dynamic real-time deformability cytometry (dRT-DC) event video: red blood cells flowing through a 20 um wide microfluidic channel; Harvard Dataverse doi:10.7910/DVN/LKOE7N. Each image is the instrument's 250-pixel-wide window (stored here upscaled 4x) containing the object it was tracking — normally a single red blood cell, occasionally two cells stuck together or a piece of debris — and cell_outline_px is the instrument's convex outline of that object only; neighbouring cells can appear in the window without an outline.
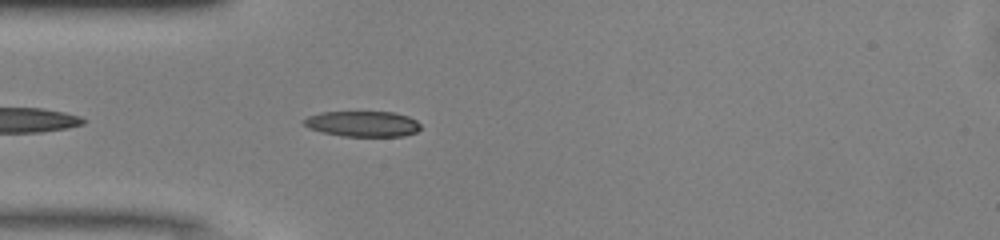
{"species": "common noctule bat (a hibernating species)", "species_latin": "Nyctalus noctula", "temperature_condition": "warm", "stored_images_in_passage": 6, "camera_frame_rate_fps": 3000, "um_per_image_px": 0.085, "animal": {"sex": "male", "body_mass_g": 13.0, "forearm_length_mm": 53.1}, "frame": {"image": 1, "passage_image": 3, "time_ms": 0.667, "image_size_px": [1000, 240], "cell_outline_px": [[420, 128], [416, 132], [404, 136], [344, 136], [320, 132], [308, 128], [300, 120], [308, 116], [320, 112], [396, 112], [408, 116], [416, 120], [420, 124]], "centroid_in_image_um": [30.8, 10.52], "position_along_channel_um": 54.2, "area_um2": 17.57}}